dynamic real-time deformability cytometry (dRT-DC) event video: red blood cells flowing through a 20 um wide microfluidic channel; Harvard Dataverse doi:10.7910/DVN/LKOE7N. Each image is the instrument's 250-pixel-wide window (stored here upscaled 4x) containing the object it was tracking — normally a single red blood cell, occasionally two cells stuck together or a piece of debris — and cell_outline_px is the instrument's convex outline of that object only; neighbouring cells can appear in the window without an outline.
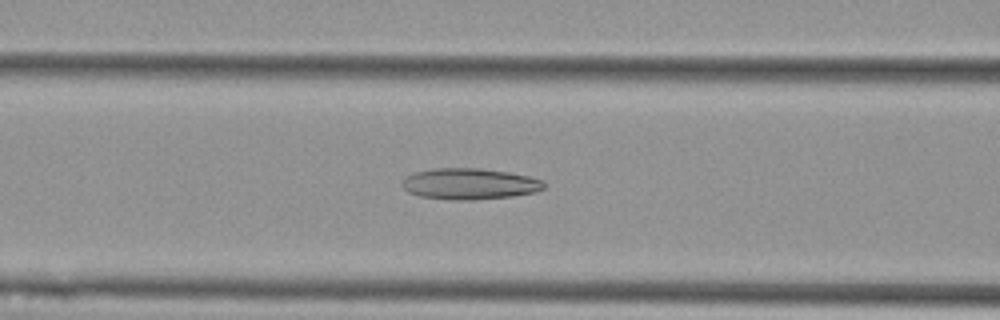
{"species": "Egyptian fruit bat (a non-hibernating species)", "species_latin": "Rousettus aegyptiacus", "temperature_condition": "cold", "stored_images_in_passage": 43, "camera_frame_rate_fps": 3000, "um_per_image_px": 0.085, "animal": {"sex": "female"}, "frame": {"image": 1, "passage_image": 23, "time_ms": 7.333, "image_size_px": [1000, 320], "cell_outline_px": [[544, 188], [536, 192], [512, 196], [472, 200], [452, 200], [420, 196], [408, 192], [400, 184], [404, 176], [416, 172], [436, 168], [480, 168], [508, 172], [528, 176], [544, 180]], "centroid_in_image_um": [39.9, 15.63], "position_along_channel_um": 126.7, "area_um2": 25.84}}
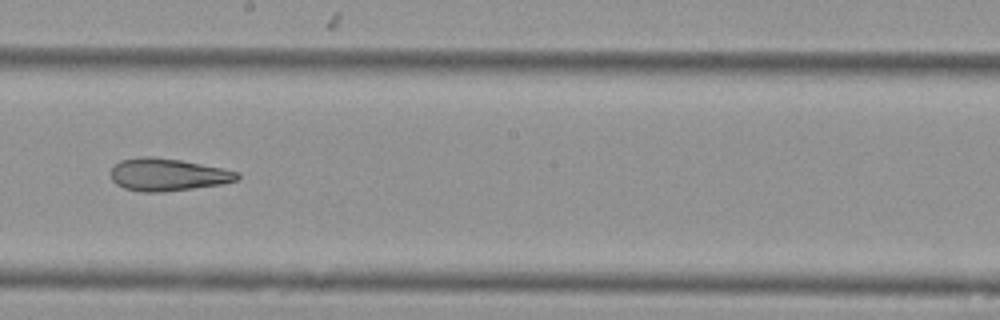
{"frame": {"image": 2, "passage_image": 32, "time_ms": 10.333, "image_size_px": [1000, 320], "cell_outline_px": [[240, 176], [236, 180], [220, 184], [164, 192], [140, 192], [124, 188], [116, 184], [112, 180], [112, 168], [120, 160], [140, 156], [152, 156], [180, 160], [240, 172]], "centroid_in_image_um": [14.22, 14.84], "position_along_channel_um": 234.0, "area_um2": 23.76}}
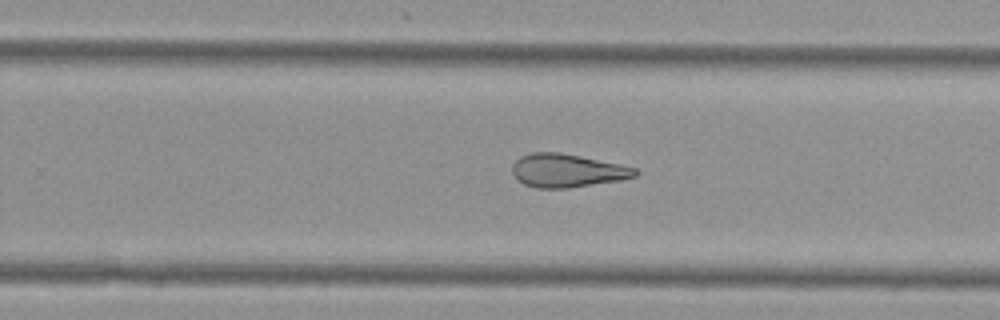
{"frame": {"image": 3, "passage_image": 36, "time_ms": 11.667, "image_size_px": [1000, 320], "cell_outline_px": [[640, 172], [636, 176], [620, 180], [568, 188], [536, 188], [524, 184], [512, 172], [512, 164], [520, 156], [532, 152], [560, 152], [580, 156], [636, 168]], "centroid_in_image_um": [48.2, 14.5], "position_along_channel_um": 281.6, "area_um2": 23.7}, "authors_computed_cell_mechanics": {"area_um2": 25.8366, "velocity_mm_per_s": 3.5871, "shape_relaxation_time_tau1_ms": null, "shape_relaxation_time_tau2_ms": 7.4227, "deformation_change_tau1": null, "deformation_change_tau2": 0.212}}